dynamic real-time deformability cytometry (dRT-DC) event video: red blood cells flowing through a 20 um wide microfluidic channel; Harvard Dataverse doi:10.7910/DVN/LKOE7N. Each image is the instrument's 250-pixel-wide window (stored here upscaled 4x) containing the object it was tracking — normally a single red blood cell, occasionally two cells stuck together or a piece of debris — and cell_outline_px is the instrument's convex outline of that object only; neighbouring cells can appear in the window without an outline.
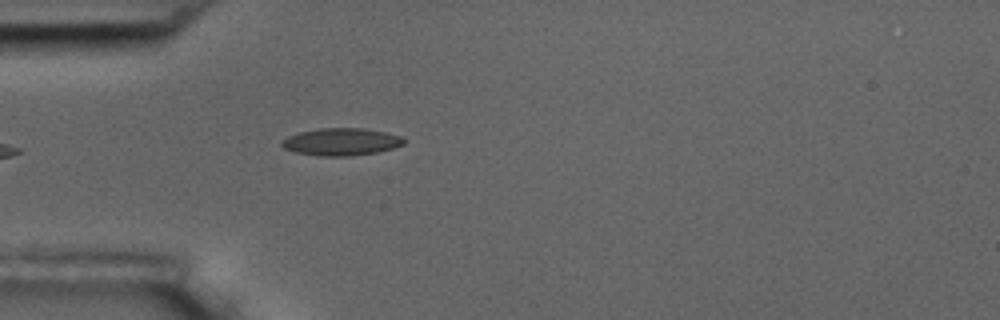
{"species": "common noctule bat (a hibernating species)", "species_latin": "Nyctalus noctula", "temperature_condition": "room temperature", "stored_images_in_passage": 5, "camera_frame_rate_fps": 3000, "um_per_image_px": 0.085, "animal": {"sex": "male", "body_mass_g": 17.5, "forearm_length_mm": 52.3}, "frame": {"image": 1, "passage_image": 5, "time_ms": 5.333, "image_size_px": [1000, 320], "cell_outline_px": [[404, 144], [392, 148], [376, 152], [348, 156], [320, 156], [296, 152], [284, 148], [280, 144], [280, 140], [288, 136], [300, 132], [320, 128], [364, 128], [384, 132], [400, 136], [404, 140]], "centroid_in_image_um": [28.96, 12.05], "position_along_channel_um": 56.0, "area_um2": 19.31}}